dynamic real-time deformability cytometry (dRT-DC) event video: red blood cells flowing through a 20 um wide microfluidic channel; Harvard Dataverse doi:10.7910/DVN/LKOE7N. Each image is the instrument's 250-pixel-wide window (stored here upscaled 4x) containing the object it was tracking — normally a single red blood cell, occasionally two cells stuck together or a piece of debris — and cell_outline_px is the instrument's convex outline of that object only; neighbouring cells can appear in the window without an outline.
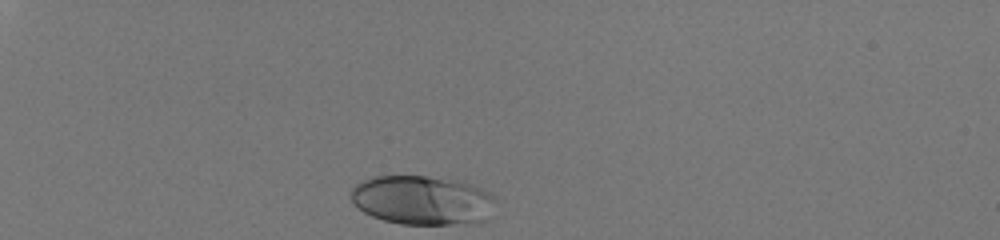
{"species": "human", "species_latin": "Homo sapiens", "temperature_condition": "room temperature", "stored_images_in_passage": 31, "camera_frame_rate_fps": 3000, "um_per_image_px": 0.085, "donor": {"sex": "male"}, "frame": {"image": 1, "passage_image": 1, "time_ms": 0.0, "image_size_px": [1000, 240], "cell_outline_px": [[496, 200], [488, 220], [476, 224], [400, 224], [384, 220], [372, 216], [364, 212], [352, 200], [352, 188], [356, 184], [372, 176], [424, 176], [456, 180], [472, 184], [488, 192]], "centroid_in_image_um": [35.95, 17.03], "position_along_channel_um": 49.1, "area_um2": 41.62}}
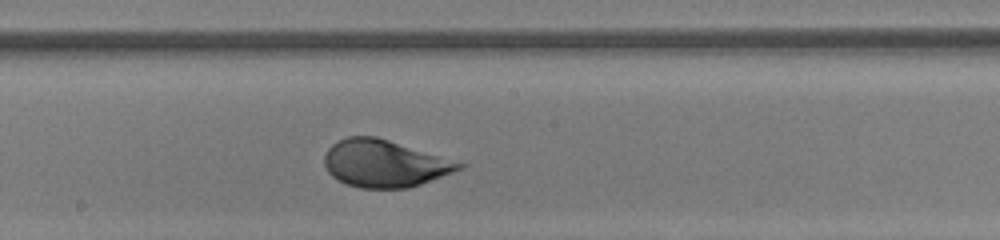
{"frame": {"image": 2, "passage_image": 18, "time_ms": 5.667, "image_size_px": [1000, 240], "cell_outline_px": [[468, 164], [464, 168], [420, 184], [408, 188], [360, 188], [348, 184], [332, 176], [328, 172], [324, 164], [324, 156], [328, 148], [332, 144], [348, 136], [376, 136]], "centroid_in_image_um": [32.69, 13.89], "position_along_channel_um": 215.5, "area_um2": 36.88}}
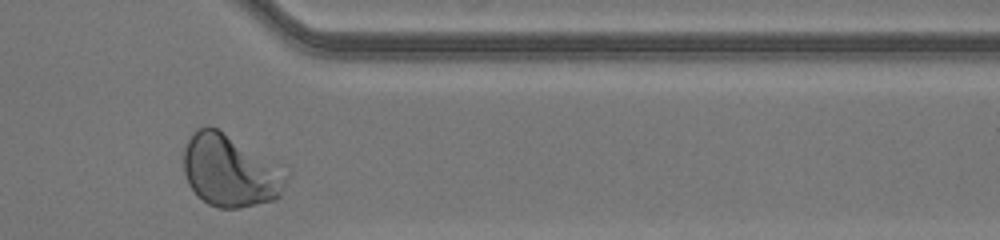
{"frame": {"image": 3, "passage_image": 31, "time_ms": 10.0, "image_size_px": [1000, 240], "cell_outline_px": [[292, 172], [280, 196], [276, 200], [236, 208], [220, 208], [208, 204], [196, 196], [188, 184], [184, 172], [184, 148], [192, 132], [196, 128], [208, 124], [216, 128]], "centroid_in_image_um": [19.57, 14.52], "position_along_channel_um": 391.8, "area_um2": 43.58}, "authors_computed_cell_mechanics": {"area_um2": 38.148, "velocity_mm_per_s": 4.0858, "shape_relaxation_time_tau1_ms": 2.6873, "shape_relaxation_time_tau2_ms": null, "deformation_change_tau1": 0.1739, "deformation_change_tau2": null}}